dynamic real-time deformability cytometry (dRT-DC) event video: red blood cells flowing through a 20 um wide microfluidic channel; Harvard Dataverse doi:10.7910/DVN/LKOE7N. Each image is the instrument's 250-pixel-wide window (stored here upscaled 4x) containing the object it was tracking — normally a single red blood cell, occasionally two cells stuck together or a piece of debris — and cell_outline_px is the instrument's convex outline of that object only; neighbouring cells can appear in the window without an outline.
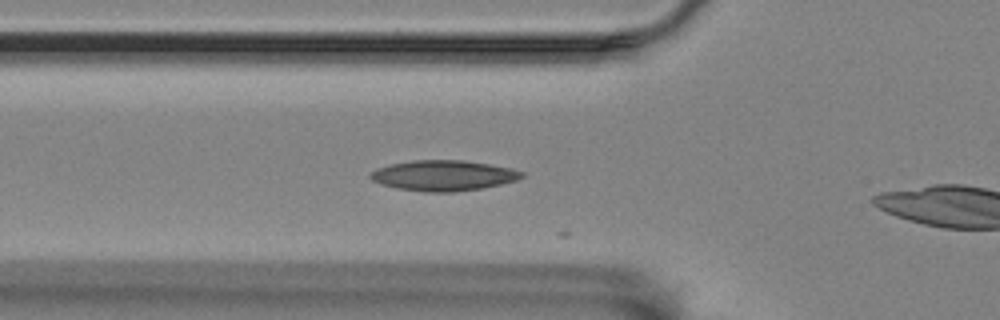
{"species": "Egyptian fruit bat (a non-hibernating species)", "species_latin": "Rousettus aegyptiacus", "temperature_condition": "room temperature", "stored_images_in_passage": 3, "camera_frame_rate_fps": 3000, "um_per_image_px": 0.085, "animal": {"sex": "female"}, "frame": {"image": 1, "passage_image": 2, "time_ms": 0.333, "image_size_px": [1000, 320], "cell_outline_px": [[524, 176], [516, 180], [484, 188], [452, 192], [424, 192], [396, 188], [380, 184], [372, 180], [368, 176], [376, 168], [388, 164], [412, 160], [464, 160], [512, 168], [524, 172]], "centroid_in_image_um": [37.66, 14.92], "position_along_channel_um": 88.1, "area_um2": 27.05}}